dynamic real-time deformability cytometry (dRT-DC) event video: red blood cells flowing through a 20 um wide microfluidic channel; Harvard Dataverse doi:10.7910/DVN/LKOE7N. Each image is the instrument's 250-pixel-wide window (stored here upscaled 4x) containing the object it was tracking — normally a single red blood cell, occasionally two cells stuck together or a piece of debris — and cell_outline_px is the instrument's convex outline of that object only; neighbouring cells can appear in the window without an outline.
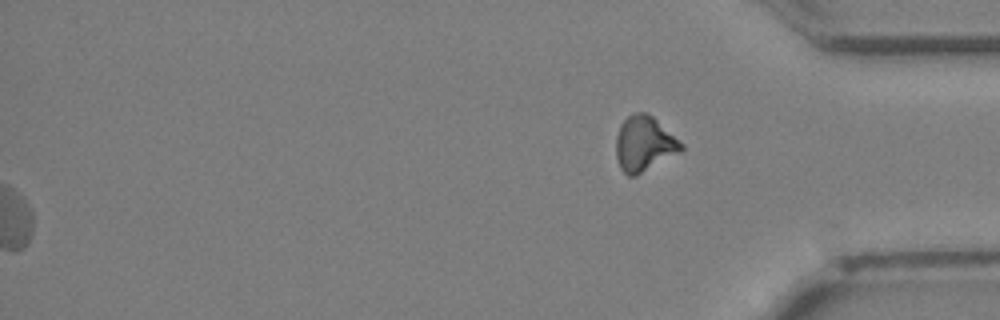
{"species": "Egyptian fruit bat (a non-hibernating species)", "species_latin": "Rousettus aegyptiacus", "temperature_condition": "cold", "stored_images_in_passage": 37, "segment_of_instrument_passage": [2, 2], "camera_frame_rate_fps": 3000, "um_per_image_px": 0.085, "animal": {"sex": "female"}, "frame": {"image": 1, "passage_image": 37, "time_ms": 12.0, "image_size_px": [1000, 320], "cell_outline_px": [[684, 148], [680, 152], [636, 176], [628, 176], [620, 168], [616, 156], [616, 136], [620, 124], [628, 116], [636, 112], [644, 112], [652, 116], [684, 144]], "centroid_in_image_um": [54.75, 12.23], "position_along_channel_um": 380.5, "area_um2": 20.87}}